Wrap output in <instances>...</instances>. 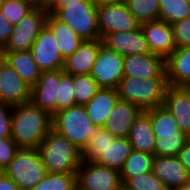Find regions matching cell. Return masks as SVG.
Returning a JSON list of instances; mask_svg holds the SVG:
<instances>
[{"label": "cell", "instance_id": "obj_1", "mask_svg": "<svg viewBox=\"0 0 190 190\" xmlns=\"http://www.w3.org/2000/svg\"><path fill=\"white\" fill-rule=\"evenodd\" d=\"M52 129V116L32 101L12 107L11 138L18 148H38Z\"/></svg>", "mask_w": 190, "mask_h": 190}, {"label": "cell", "instance_id": "obj_2", "mask_svg": "<svg viewBox=\"0 0 190 190\" xmlns=\"http://www.w3.org/2000/svg\"><path fill=\"white\" fill-rule=\"evenodd\" d=\"M131 151L128 137H115L103 127H97L95 134L87 139L82 160L120 171Z\"/></svg>", "mask_w": 190, "mask_h": 190}, {"label": "cell", "instance_id": "obj_3", "mask_svg": "<svg viewBox=\"0 0 190 190\" xmlns=\"http://www.w3.org/2000/svg\"><path fill=\"white\" fill-rule=\"evenodd\" d=\"M47 173H76L82 151L53 128L37 148Z\"/></svg>", "mask_w": 190, "mask_h": 190}, {"label": "cell", "instance_id": "obj_4", "mask_svg": "<svg viewBox=\"0 0 190 190\" xmlns=\"http://www.w3.org/2000/svg\"><path fill=\"white\" fill-rule=\"evenodd\" d=\"M50 13L82 40L100 39L97 5L92 0L67 1L66 5L55 7Z\"/></svg>", "mask_w": 190, "mask_h": 190}, {"label": "cell", "instance_id": "obj_5", "mask_svg": "<svg viewBox=\"0 0 190 190\" xmlns=\"http://www.w3.org/2000/svg\"><path fill=\"white\" fill-rule=\"evenodd\" d=\"M150 119L156 139L154 156H177L190 136L179 130L174 117L164 106L150 109Z\"/></svg>", "mask_w": 190, "mask_h": 190}, {"label": "cell", "instance_id": "obj_6", "mask_svg": "<svg viewBox=\"0 0 190 190\" xmlns=\"http://www.w3.org/2000/svg\"><path fill=\"white\" fill-rule=\"evenodd\" d=\"M169 87L167 79H138L123 77L117 88L120 100L138 106L142 111L163 106Z\"/></svg>", "mask_w": 190, "mask_h": 190}, {"label": "cell", "instance_id": "obj_7", "mask_svg": "<svg viewBox=\"0 0 190 190\" xmlns=\"http://www.w3.org/2000/svg\"><path fill=\"white\" fill-rule=\"evenodd\" d=\"M97 127L89 119L84 105L63 109L52 116V128L81 151L87 146L88 137L95 134Z\"/></svg>", "mask_w": 190, "mask_h": 190}, {"label": "cell", "instance_id": "obj_8", "mask_svg": "<svg viewBox=\"0 0 190 190\" xmlns=\"http://www.w3.org/2000/svg\"><path fill=\"white\" fill-rule=\"evenodd\" d=\"M20 190H31L47 174L37 148H19L2 171Z\"/></svg>", "mask_w": 190, "mask_h": 190}, {"label": "cell", "instance_id": "obj_9", "mask_svg": "<svg viewBox=\"0 0 190 190\" xmlns=\"http://www.w3.org/2000/svg\"><path fill=\"white\" fill-rule=\"evenodd\" d=\"M49 12L35 6L13 26L11 36L1 52L30 50L41 29L46 25Z\"/></svg>", "mask_w": 190, "mask_h": 190}, {"label": "cell", "instance_id": "obj_10", "mask_svg": "<svg viewBox=\"0 0 190 190\" xmlns=\"http://www.w3.org/2000/svg\"><path fill=\"white\" fill-rule=\"evenodd\" d=\"M77 190H123L119 171L82 160L76 171Z\"/></svg>", "mask_w": 190, "mask_h": 190}, {"label": "cell", "instance_id": "obj_11", "mask_svg": "<svg viewBox=\"0 0 190 190\" xmlns=\"http://www.w3.org/2000/svg\"><path fill=\"white\" fill-rule=\"evenodd\" d=\"M97 19L100 39L111 32H128L140 27L124 0L98 4Z\"/></svg>", "mask_w": 190, "mask_h": 190}, {"label": "cell", "instance_id": "obj_12", "mask_svg": "<svg viewBox=\"0 0 190 190\" xmlns=\"http://www.w3.org/2000/svg\"><path fill=\"white\" fill-rule=\"evenodd\" d=\"M124 56L101 45L91 77L102 88L117 89L123 75Z\"/></svg>", "mask_w": 190, "mask_h": 190}, {"label": "cell", "instance_id": "obj_13", "mask_svg": "<svg viewBox=\"0 0 190 190\" xmlns=\"http://www.w3.org/2000/svg\"><path fill=\"white\" fill-rule=\"evenodd\" d=\"M37 66L42 72L57 71L64 67V61L52 30L45 25L30 50Z\"/></svg>", "mask_w": 190, "mask_h": 190}, {"label": "cell", "instance_id": "obj_14", "mask_svg": "<svg viewBox=\"0 0 190 190\" xmlns=\"http://www.w3.org/2000/svg\"><path fill=\"white\" fill-rule=\"evenodd\" d=\"M124 77L142 79H167L165 59L153 53L124 56Z\"/></svg>", "mask_w": 190, "mask_h": 190}, {"label": "cell", "instance_id": "obj_15", "mask_svg": "<svg viewBox=\"0 0 190 190\" xmlns=\"http://www.w3.org/2000/svg\"><path fill=\"white\" fill-rule=\"evenodd\" d=\"M0 101L10 106L31 101V88L2 59L0 60Z\"/></svg>", "mask_w": 190, "mask_h": 190}, {"label": "cell", "instance_id": "obj_16", "mask_svg": "<svg viewBox=\"0 0 190 190\" xmlns=\"http://www.w3.org/2000/svg\"><path fill=\"white\" fill-rule=\"evenodd\" d=\"M63 69L42 72L38 82L31 88V101L53 116L57 112L58 87Z\"/></svg>", "mask_w": 190, "mask_h": 190}, {"label": "cell", "instance_id": "obj_17", "mask_svg": "<svg viewBox=\"0 0 190 190\" xmlns=\"http://www.w3.org/2000/svg\"><path fill=\"white\" fill-rule=\"evenodd\" d=\"M102 45L122 56L150 53L148 43L139 27L128 32H111L102 38Z\"/></svg>", "mask_w": 190, "mask_h": 190}, {"label": "cell", "instance_id": "obj_18", "mask_svg": "<svg viewBox=\"0 0 190 190\" xmlns=\"http://www.w3.org/2000/svg\"><path fill=\"white\" fill-rule=\"evenodd\" d=\"M152 173L167 190L181 188L190 180V174L177 156H154Z\"/></svg>", "mask_w": 190, "mask_h": 190}, {"label": "cell", "instance_id": "obj_19", "mask_svg": "<svg viewBox=\"0 0 190 190\" xmlns=\"http://www.w3.org/2000/svg\"><path fill=\"white\" fill-rule=\"evenodd\" d=\"M150 53L166 59L176 48L170 23L155 20L140 25Z\"/></svg>", "mask_w": 190, "mask_h": 190}, {"label": "cell", "instance_id": "obj_20", "mask_svg": "<svg viewBox=\"0 0 190 190\" xmlns=\"http://www.w3.org/2000/svg\"><path fill=\"white\" fill-rule=\"evenodd\" d=\"M163 106L172 114L179 130L190 136V87L169 86Z\"/></svg>", "mask_w": 190, "mask_h": 190}, {"label": "cell", "instance_id": "obj_21", "mask_svg": "<svg viewBox=\"0 0 190 190\" xmlns=\"http://www.w3.org/2000/svg\"><path fill=\"white\" fill-rule=\"evenodd\" d=\"M101 45V39L83 40L76 51L65 59L64 73L70 75L91 74Z\"/></svg>", "mask_w": 190, "mask_h": 190}, {"label": "cell", "instance_id": "obj_22", "mask_svg": "<svg viewBox=\"0 0 190 190\" xmlns=\"http://www.w3.org/2000/svg\"><path fill=\"white\" fill-rule=\"evenodd\" d=\"M141 112L142 110L133 103L119 99L103 128L115 137H128L131 127Z\"/></svg>", "mask_w": 190, "mask_h": 190}, {"label": "cell", "instance_id": "obj_23", "mask_svg": "<svg viewBox=\"0 0 190 190\" xmlns=\"http://www.w3.org/2000/svg\"><path fill=\"white\" fill-rule=\"evenodd\" d=\"M169 86L190 87V47L175 48L165 59Z\"/></svg>", "mask_w": 190, "mask_h": 190}, {"label": "cell", "instance_id": "obj_24", "mask_svg": "<svg viewBox=\"0 0 190 190\" xmlns=\"http://www.w3.org/2000/svg\"><path fill=\"white\" fill-rule=\"evenodd\" d=\"M119 99L117 89L100 87L84 108L92 123L103 127Z\"/></svg>", "mask_w": 190, "mask_h": 190}, {"label": "cell", "instance_id": "obj_25", "mask_svg": "<svg viewBox=\"0 0 190 190\" xmlns=\"http://www.w3.org/2000/svg\"><path fill=\"white\" fill-rule=\"evenodd\" d=\"M1 59L12 67L30 88L38 82L42 71L29 50L1 52Z\"/></svg>", "mask_w": 190, "mask_h": 190}, {"label": "cell", "instance_id": "obj_26", "mask_svg": "<svg viewBox=\"0 0 190 190\" xmlns=\"http://www.w3.org/2000/svg\"><path fill=\"white\" fill-rule=\"evenodd\" d=\"M128 139L132 150L154 155L156 139L151 125L150 110L140 113L131 127Z\"/></svg>", "mask_w": 190, "mask_h": 190}, {"label": "cell", "instance_id": "obj_27", "mask_svg": "<svg viewBox=\"0 0 190 190\" xmlns=\"http://www.w3.org/2000/svg\"><path fill=\"white\" fill-rule=\"evenodd\" d=\"M46 25L52 30L64 59L72 55L83 40L66 24L57 20L51 13L48 14Z\"/></svg>", "mask_w": 190, "mask_h": 190}, {"label": "cell", "instance_id": "obj_28", "mask_svg": "<svg viewBox=\"0 0 190 190\" xmlns=\"http://www.w3.org/2000/svg\"><path fill=\"white\" fill-rule=\"evenodd\" d=\"M154 155L132 150L119 173L124 184L130 177L152 172Z\"/></svg>", "mask_w": 190, "mask_h": 190}, {"label": "cell", "instance_id": "obj_29", "mask_svg": "<svg viewBox=\"0 0 190 190\" xmlns=\"http://www.w3.org/2000/svg\"><path fill=\"white\" fill-rule=\"evenodd\" d=\"M129 12L141 25L150 21L158 20L160 7L158 0H124Z\"/></svg>", "mask_w": 190, "mask_h": 190}, {"label": "cell", "instance_id": "obj_30", "mask_svg": "<svg viewBox=\"0 0 190 190\" xmlns=\"http://www.w3.org/2000/svg\"><path fill=\"white\" fill-rule=\"evenodd\" d=\"M158 2L160 7L159 21L172 24L190 17L189 0H158Z\"/></svg>", "mask_w": 190, "mask_h": 190}, {"label": "cell", "instance_id": "obj_31", "mask_svg": "<svg viewBox=\"0 0 190 190\" xmlns=\"http://www.w3.org/2000/svg\"><path fill=\"white\" fill-rule=\"evenodd\" d=\"M31 190H77L76 173H47Z\"/></svg>", "mask_w": 190, "mask_h": 190}, {"label": "cell", "instance_id": "obj_32", "mask_svg": "<svg viewBox=\"0 0 190 190\" xmlns=\"http://www.w3.org/2000/svg\"><path fill=\"white\" fill-rule=\"evenodd\" d=\"M75 105H85L100 88L90 74L72 75Z\"/></svg>", "mask_w": 190, "mask_h": 190}, {"label": "cell", "instance_id": "obj_33", "mask_svg": "<svg viewBox=\"0 0 190 190\" xmlns=\"http://www.w3.org/2000/svg\"><path fill=\"white\" fill-rule=\"evenodd\" d=\"M34 7L35 0H3L0 10L11 24L16 25Z\"/></svg>", "mask_w": 190, "mask_h": 190}, {"label": "cell", "instance_id": "obj_34", "mask_svg": "<svg viewBox=\"0 0 190 190\" xmlns=\"http://www.w3.org/2000/svg\"><path fill=\"white\" fill-rule=\"evenodd\" d=\"M123 190H167L163 182L152 172L130 177L124 184Z\"/></svg>", "mask_w": 190, "mask_h": 190}, {"label": "cell", "instance_id": "obj_35", "mask_svg": "<svg viewBox=\"0 0 190 190\" xmlns=\"http://www.w3.org/2000/svg\"><path fill=\"white\" fill-rule=\"evenodd\" d=\"M72 106H75L72 75L63 73L58 87L57 112Z\"/></svg>", "mask_w": 190, "mask_h": 190}, {"label": "cell", "instance_id": "obj_36", "mask_svg": "<svg viewBox=\"0 0 190 190\" xmlns=\"http://www.w3.org/2000/svg\"><path fill=\"white\" fill-rule=\"evenodd\" d=\"M176 48L190 47V17L171 24Z\"/></svg>", "mask_w": 190, "mask_h": 190}, {"label": "cell", "instance_id": "obj_37", "mask_svg": "<svg viewBox=\"0 0 190 190\" xmlns=\"http://www.w3.org/2000/svg\"><path fill=\"white\" fill-rule=\"evenodd\" d=\"M18 149L16 142L11 137L0 138V172L11 162Z\"/></svg>", "mask_w": 190, "mask_h": 190}, {"label": "cell", "instance_id": "obj_38", "mask_svg": "<svg viewBox=\"0 0 190 190\" xmlns=\"http://www.w3.org/2000/svg\"><path fill=\"white\" fill-rule=\"evenodd\" d=\"M12 107L0 101V138L11 137Z\"/></svg>", "mask_w": 190, "mask_h": 190}, {"label": "cell", "instance_id": "obj_39", "mask_svg": "<svg viewBox=\"0 0 190 190\" xmlns=\"http://www.w3.org/2000/svg\"><path fill=\"white\" fill-rule=\"evenodd\" d=\"M13 26L0 10V49L8 42Z\"/></svg>", "mask_w": 190, "mask_h": 190}, {"label": "cell", "instance_id": "obj_40", "mask_svg": "<svg viewBox=\"0 0 190 190\" xmlns=\"http://www.w3.org/2000/svg\"><path fill=\"white\" fill-rule=\"evenodd\" d=\"M177 157L179 158L180 162L186 167L188 173L190 174V140L181 149Z\"/></svg>", "mask_w": 190, "mask_h": 190}, {"label": "cell", "instance_id": "obj_41", "mask_svg": "<svg viewBox=\"0 0 190 190\" xmlns=\"http://www.w3.org/2000/svg\"><path fill=\"white\" fill-rule=\"evenodd\" d=\"M0 190H20L18 185L3 172H0Z\"/></svg>", "mask_w": 190, "mask_h": 190}, {"label": "cell", "instance_id": "obj_42", "mask_svg": "<svg viewBox=\"0 0 190 190\" xmlns=\"http://www.w3.org/2000/svg\"><path fill=\"white\" fill-rule=\"evenodd\" d=\"M60 0H35V6H38L49 13L59 4Z\"/></svg>", "mask_w": 190, "mask_h": 190}, {"label": "cell", "instance_id": "obj_43", "mask_svg": "<svg viewBox=\"0 0 190 190\" xmlns=\"http://www.w3.org/2000/svg\"><path fill=\"white\" fill-rule=\"evenodd\" d=\"M96 5L101 4V3H107V2H114L117 0H92Z\"/></svg>", "mask_w": 190, "mask_h": 190}, {"label": "cell", "instance_id": "obj_44", "mask_svg": "<svg viewBox=\"0 0 190 190\" xmlns=\"http://www.w3.org/2000/svg\"><path fill=\"white\" fill-rule=\"evenodd\" d=\"M67 1H84V0H60L59 4L56 7H61L66 5Z\"/></svg>", "mask_w": 190, "mask_h": 190}, {"label": "cell", "instance_id": "obj_45", "mask_svg": "<svg viewBox=\"0 0 190 190\" xmlns=\"http://www.w3.org/2000/svg\"><path fill=\"white\" fill-rule=\"evenodd\" d=\"M176 190H190V180L183 187Z\"/></svg>", "mask_w": 190, "mask_h": 190}]
</instances>
